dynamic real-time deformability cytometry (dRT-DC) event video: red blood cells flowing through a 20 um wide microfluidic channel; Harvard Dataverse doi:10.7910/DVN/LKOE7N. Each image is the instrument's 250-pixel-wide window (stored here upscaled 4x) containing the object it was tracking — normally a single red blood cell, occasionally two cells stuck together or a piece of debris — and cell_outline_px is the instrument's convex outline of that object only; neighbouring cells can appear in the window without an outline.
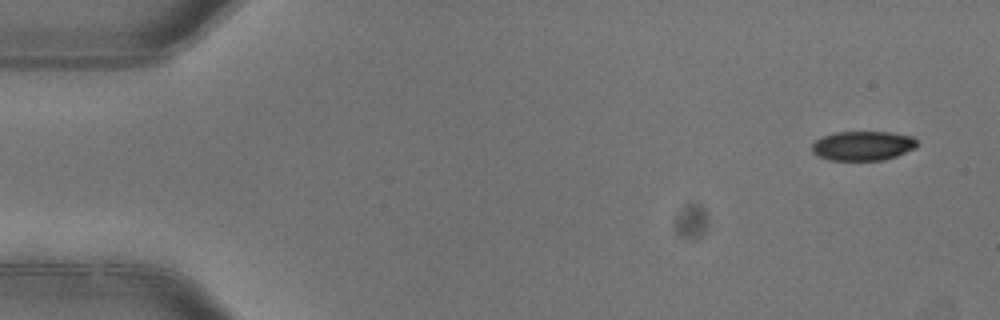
{"species": "common noctule bat (a hibernating species)", "species_latin": "Nyctalus noctula", "temperature_condition": "warm", "stored_images_in_passage": 2, "camera_frame_rate_fps": 3000, "um_per_image_px": 0.085, "animal": {"sex": "female"}, "frame": {"image": 1, "passage_image": 1, "time_ms": 0.0, "image_size_px": [1000, 320], "cell_outline_px": [[916, 148], [896, 156], [884, 160], [828, 160], [812, 152], [812, 144], [816, 140], [824, 136], [836, 132], [892, 132], [912, 136], [916, 140]], "centroid_in_image_um": [73.35, 12.39], "position_along_channel_um": 11.6, "area_um2": 17.98}}